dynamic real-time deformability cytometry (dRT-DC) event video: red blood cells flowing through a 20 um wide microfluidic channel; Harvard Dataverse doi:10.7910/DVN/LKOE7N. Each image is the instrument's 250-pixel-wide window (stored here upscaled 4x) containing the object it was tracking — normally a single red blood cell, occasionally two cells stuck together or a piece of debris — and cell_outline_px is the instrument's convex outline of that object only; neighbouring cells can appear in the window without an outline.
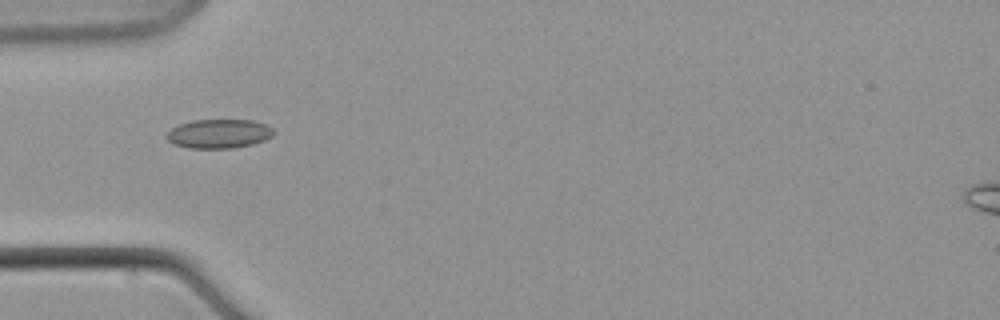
{"species": "common noctule bat (a hibernating species)", "species_latin": "Nyctalus noctula", "temperature_condition": "warm", "stored_images_in_passage": 11, "camera_frame_rate_fps": 3000, "um_per_image_px": 0.085, "animal": {"sex": "male", "body_mass_g": 21.5, "forearm_length_mm": 52.0}, "frame": {"image": 1, "passage_image": 7, "time_ms": 7.667, "image_size_px": [1000, 320], "cell_outline_px": [[276, 132], [272, 136], [264, 140], [252, 144], [232, 148], [188, 148], [176, 144], [168, 140], [164, 136], [172, 128], [180, 124], [192, 120], [252, 120], [264, 124], [272, 128]], "centroid_in_image_um": [18.61, 11.36], "position_along_channel_um": 66.4, "area_um2": 18.03}}
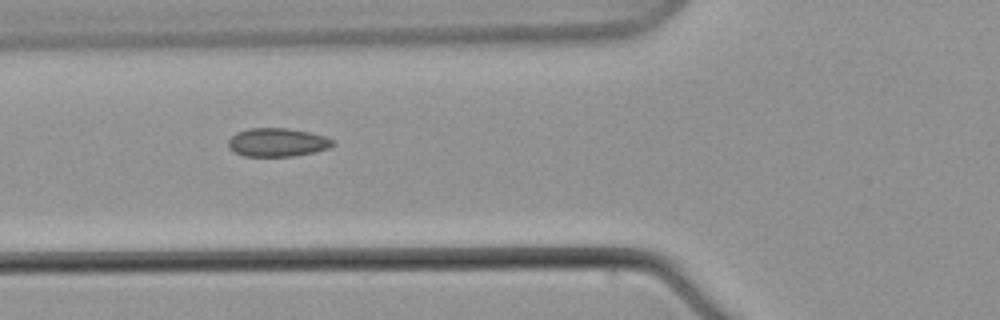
{"frame": {"image": 2, "passage_image": 8, "time_ms": 9.0, "image_size_px": [1000, 320], "cell_outline_px": [[336, 144], [328, 148], [316, 152], [292, 156], [244, 156], [232, 152], [228, 148], [228, 140], [236, 132], [248, 128], [288, 128], [308, 132], [324, 136], [336, 140]], "centroid_in_image_um": [23.57, 12.1], "position_along_channel_um": 102.2, "area_um2": 17.57}}